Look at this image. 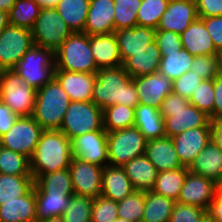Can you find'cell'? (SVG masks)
<instances>
[{
	"label": "cell",
	"mask_w": 222,
	"mask_h": 222,
	"mask_svg": "<svg viewBox=\"0 0 222 222\" xmlns=\"http://www.w3.org/2000/svg\"><path fill=\"white\" fill-rule=\"evenodd\" d=\"M95 75L92 102L102 110L115 104L132 108L139 104L132 77L122 66L102 68Z\"/></svg>",
	"instance_id": "1"
},
{
	"label": "cell",
	"mask_w": 222,
	"mask_h": 222,
	"mask_svg": "<svg viewBox=\"0 0 222 222\" xmlns=\"http://www.w3.org/2000/svg\"><path fill=\"white\" fill-rule=\"evenodd\" d=\"M71 159V140L60 130H44L30 158L33 179L69 168Z\"/></svg>",
	"instance_id": "2"
},
{
	"label": "cell",
	"mask_w": 222,
	"mask_h": 222,
	"mask_svg": "<svg viewBox=\"0 0 222 222\" xmlns=\"http://www.w3.org/2000/svg\"><path fill=\"white\" fill-rule=\"evenodd\" d=\"M69 103L68 94L53 77L37 90L32 117L44 130H59Z\"/></svg>",
	"instance_id": "3"
},
{
	"label": "cell",
	"mask_w": 222,
	"mask_h": 222,
	"mask_svg": "<svg viewBox=\"0 0 222 222\" xmlns=\"http://www.w3.org/2000/svg\"><path fill=\"white\" fill-rule=\"evenodd\" d=\"M55 69L72 72L96 73V66L89 44V35L72 33L54 52Z\"/></svg>",
	"instance_id": "4"
},
{
	"label": "cell",
	"mask_w": 222,
	"mask_h": 222,
	"mask_svg": "<svg viewBox=\"0 0 222 222\" xmlns=\"http://www.w3.org/2000/svg\"><path fill=\"white\" fill-rule=\"evenodd\" d=\"M37 90L14 70L0 71L2 102L18 116H32Z\"/></svg>",
	"instance_id": "5"
},
{
	"label": "cell",
	"mask_w": 222,
	"mask_h": 222,
	"mask_svg": "<svg viewBox=\"0 0 222 222\" xmlns=\"http://www.w3.org/2000/svg\"><path fill=\"white\" fill-rule=\"evenodd\" d=\"M55 56L49 48L33 46L20 59L14 70L36 90L54 77Z\"/></svg>",
	"instance_id": "6"
},
{
	"label": "cell",
	"mask_w": 222,
	"mask_h": 222,
	"mask_svg": "<svg viewBox=\"0 0 222 222\" xmlns=\"http://www.w3.org/2000/svg\"><path fill=\"white\" fill-rule=\"evenodd\" d=\"M69 140L103 128V110L92 101H70L59 129Z\"/></svg>",
	"instance_id": "7"
},
{
	"label": "cell",
	"mask_w": 222,
	"mask_h": 222,
	"mask_svg": "<svg viewBox=\"0 0 222 222\" xmlns=\"http://www.w3.org/2000/svg\"><path fill=\"white\" fill-rule=\"evenodd\" d=\"M146 138L137 127L107 132L108 165L123 167L131 159L145 154Z\"/></svg>",
	"instance_id": "8"
},
{
	"label": "cell",
	"mask_w": 222,
	"mask_h": 222,
	"mask_svg": "<svg viewBox=\"0 0 222 222\" xmlns=\"http://www.w3.org/2000/svg\"><path fill=\"white\" fill-rule=\"evenodd\" d=\"M32 31L35 46L49 48L54 52L73 33L56 8H41Z\"/></svg>",
	"instance_id": "9"
},
{
	"label": "cell",
	"mask_w": 222,
	"mask_h": 222,
	"mask_svg": "<svg viewBox=\"0 0 222 222\" xmlns=\"http://www.w3.org/2000/svg\"><path fill=\"white\" fill-rule=\"evenodd\" d=\"M43 131L32 116H19L8 132L0 138L4 148L31 158Z\"/></svg>",
	"instance_id": "10"
},
{
	"label": "cell",
	"mask_w": 222,
	"mask_h": 222,
	"mask_svg": "<svg viewBox=\"0 0 222 222\" xmlns=\"http://www.w3.org/2000/svg\"><path fill=\"white\" fill-rule=\"evenodd\" d=\"M33 46L31 30L9 24L0 34V71L14 69Z\"/></svg>",
	"instance_id": "11"
},
{
	"label": "cell",
	"mask_w": 222,
	"mask_h": 222,
	"mask_svg": "<svg viewBox=\"0 0 222 222\" xmlns=\"http://www.w3.org/2000/svg\"><path fill=\"white\" fill-rule=\"evenodd\" d=\"M72 157L105 167L108 165L107 132L96 130L71 139Z\"/></svg>",
	"instance_id": "12"
},
{
	"label": "cell",
	"mask_w": 222,
	"mask_h": 222,
	"mask_svg": "<svg viewBox=\"0 0 222 222\" xmlns=\"http://www.w3.org/2000/svg\"><path fill=\"white\" fill-rule=\"evenodd\" d=\"M103 169L104 167L72 157L69 172L74 194L93 199L101 196Z\"/></svg>",
	"instance_id": "13"
},
{
	"label": "cell",
	"mask_w": 222,
	"mask_h": 222,
	"mask_svg": "<svg viewBox=\"0 0 222 222\" xmlns=\"http://www.w3.org/2000/svg\"><path fill=\"white\" fill-rule=\"evenodd\" d=\"M164 118L166 137H174L183 131L199 127H211V119L205 112L189 104L183 109L160 110Z\"/></svg>",
	"instance_id": "14"
},
{
	"label": "cell",
	"mask_w": 222,
	"mask_h": 222,
	"mask_svg": "<svg viewBox=\"0 0 222 222\" xmlns=\"http://www.w3.org/2000/svg\"><path fill=\"white\" fill-rule=\"evenodd\" d=\"M217 191L216 182L188 171L176 202L209 209Z\"/></svg>",
	"instance_id": "15"
},
{
	"label": "cell",
	"mask_w": 222,
	"mask_h": 222,
	"mask_svg": "<svg viewBox=\"0 0 222 222\" xmlns=\"http://www.w3.org/2000/svg\"><path fill=\"white\" fill-rule=\"evenodd\" d=\"M139 104L160 109L163 100L173 92L172 80L156 72L132 78Z\"/></svg>",
	"instance_id": "16"
},
{
	"label": "cell",
	"mask_w": 222,
	"mask_h": 222,
	"mask_svg": "<svg viewBox=\"0 0 222 222\" xmlns=\"http://www.w3.org/2000/svg\"><path fill=\"white\" fill-rule=\"evenodd\" d=\"M171 139L182 166L189 168L211 140V127L187 129Z\"/></svg>",
	"instance_id": "17"
},
{
	"label": "cell",
	"mask_w": 222,
	"mask_h": 222,
	"mask_svg": "<svg viewBox=\"0 0 222 222\" xmlns=\"http://www.w3.org/2000/svg\"><path fill=\"white\" fill-rule=\"evenodd\" d=\"M197 18L195 0H170L156 30L182 34Z\"/></svg>",
	"instance_id": "18"
},
{
	"label": "cell",
	"mask_w": 222,
	"mask_h": 222,
	"mask_svg": "<svg viewBox=\"0 0 222 222\" xmlns=\"http://www.w3.org/2000/svg\"><path fill=\"white\" fill-rule=\"evenodd\" d=\"M54 78L68 94L70 101H92L95 73L54 70Z\"/></svg>",
	"instance_id": "19"
},
{
	"label": "cell",
	"mask_w": 222,
	"mask_h": 222,
	"mask_svg": "<svg viewBox=\"0 0 222 222\" xmlns=\"http://www.w3.org/2000/svg\"><path fill=\"white\" fill-rule=\"evenodd\" d=\"M113 0H90L84 33L90 35L115 32Z\"/></svg>",
	"instance_id": "20"
},
{
	"label": "cell",
	"mask_w": 222,
	"mask_h": 222,
	"mask_svg": "<svg viewBox=\"0 0 222 222\" xmlns=\"http://www.w3.org/2000/svg\"><path fill=\"white\" fill-rule=\"evenodd\" d=\"M155 29L136 25L134 28L116 30L119 54L122 63L134 52L145 49L149 44L155 41Z\"/></svg>",
	"instance_id": "21"
},
{
	"label": "cell",
	"mask_w": 222,
	"mask_h": 222,
	"mask_svg": "<svg viewBox=\"0 0 222 222\" xmlns=\"http://www.w3.org/2000/svg\"><path fill=\"white\" fill-rule=\"evenodd\" d=\"M89 44L98 69L122 66L115 33L89 36Z\"/></svg>",
	"instance_id": "22"
},
{
	"label": "cell",
	"mask_w": 222,
	"mask_h": 222,
	"mask_svg": "<svg viewBox=\"0 0 222 222\" xmlns=\"http://www.w3.org/2000/svg\"><path fill=\"white\" fill-rule=\"evenodd\" d=\"M144 155L155 165L158 172L183 167L170 137L148 140Z\"/></svg>",
	"instance_id": "23"
},
{
	"label": "cell",
	"mask_w": 222,
	"mask_h": 222,
	"mask_svg": "<svg viewBox=\"0 0 222 222\" xmlns=\"http://www.w3.org/2000/svg\"><path fill=\"white\" fill-rule=\"evenodd\" d=\"M182 48L193 56L218 54L204 22L197 18L180 34Z\"/></svg>",
	"instance_id": "24"
},
{
	"label": "cell",
	"mask_w": 222,
	"mask_h": 222,
	"mask_svg": "<svg viewBox=\"0 0 222 222\" xmlns=\"http://www.w3.org/2000/svg\"><path fill=\"white\" fill-rule=\"evenodd\" d=\"M36 218L34 186L23 196L10 202H0V222H33Z\"/></svg>",
	"instance_id": "25"
},
{
	"label": "cell",
	"mask_w": 222,
	"mask_h": 222,
	"mask_svg": "<svg viewBox=\"0 0 222 222\" xmlns=\"http://www.w3.org/2000/svg\"><path fill=\"white\" fill-rule=\"evenodd\" d=\"M134 191L135 189L122 167L110 165L104 167L101 181V196L120 202Z\"/></svg>",
	"instance_id": "26"
},
{
	"label": "cell",
	"mask_w": 222,
	"mask_h": 222,
	"mask_svg": "<svg viewBox=\"0 0 222 222\" xmlns=\"http://www.w3.org/2000/svg\"><path fill=\"white\" fill-rule=\"evenodd\" d=\"M161 58L160 49L154 41L145 49L134 52V55L128 57L122 63V67L132 78H135L158 72Z\"/></svg>",
	"instance_id": "27"
},
{
	"label": "cell",
	"mask_w": 222,
	"mask_h": 222,
	"mask_svg": "<svg viewBox=\"0 0 222 222\" xmlns=\"http://www.w3.org/2000/svg\"><path fill=\"white\" fill-rule=\"evenodd\" d=\"M135 191H152L158 171L155 165L145 156L131 159L122 167Z\"/></svg>",
	"instance_id": "28"
},
{
	"label": "cell",
	"mask_w": 222,
	"mask_h": 222,
	"mask_svg": "<svg viewBox=\"0 0 222 222\" xmlns=\"http://www.w3.org/2000/svg\"><path fill=\"white\" fill-rule=\"evenodd\" d=\"M188 170L217 182L222 175V151L210 140Z\"/></svg>",
	"instance_id": "29"
},
{
	"label": "cell",
	"mask_w": 222,
	"mask_h": 222,
	"mask_svg": "<svg viewBox=\"0 0 222 222\" xmlns=\"http://www.w3.org/2000/svg\"><path fill=\"white\" fill-rule=\"evenodd\" d=\"M134 116V127L140 130L147 141L166 136L164 118L158 108L138 104Z\"/></svg>",
	"instance_id": "30"
},
{
	"label": "cell",
	"mask_w": 222,
	"mask_h": 222,
	"mask_svg": "<svg viewBox=\"0 0 222 222\" xmlns=\"http://www.w3.org/2000/svg\"><path fill=\"white\" fill-rule=\"evenodd\" d=\"M37 220H60L73 194L43 193L35 184Z\"/></svg>",
	"instance_id": "31"
},
{
	"label": "cell",
	"mask_w": 222,
	"mask_h": 222,
	"mask_svg": "<svg viewBox=\"0 0 222 222\" xmlns=\"http://www.w3.org/2000/svg\"><path fill=\"white\" fill-rule=\"evenodd\" d=\"M90 0H60L55 7L72 32H84Z\"/></svg>",
	"instance_id": "32"
},
{
	"label": "cell",
	"mask_w": 222,
	"mask_h": 222,
	"mask_svg": "<svg viewBox=\"0 0 222 222\" xmlns=\"http://www.w3.org/2000/svg\"><path fill=\"white\" fill-rule=\"evenodd\" d=\"M176 201L158 195L153 191L145 192L144 214L141 222H169Z\"/></svg>",
	"instance_id": "33"
},
{
	"label": "cell",
	"mask_w": 222,
	"mask_h": 222,
	"mask_svg": "<svg viewBox=\"0 0 222 222\" xmlns=\"http://www.w3.org/2000/svg\"><path fill=\"white\" fill-rule=\"evenodd\" d=\"M188 171L187 167H181L175 170L158 172L152 191L177 201Z\"/></svg>",
	"instance_id": "34"
},
{
	"label": "cell",
	"mask_w": 222,
	"mask_h": 222,
	"mask_svg": "<svg viewBox=\"0 0 222 222\" xmlns=\"http://www.w3.org/2000/svg\"><path fill=\"white\" fill-rule=\"evenodd\" d=\"M158 72L174 81L190 70L194 56L183 48L179 52L161 54Z\"/></svg>",
	"instance_id": "35"
},
{
	"label": "cell",
	"mask_w": 222,
	"mask_h": 222,
	"mask_svg": "<svg viewBox=\"0 0 222 222\" xmlns=\"http://www.w3.org/2000/svg\"><path fill=\"white\" fill-rule=\"evenodd\" d=\"M34 185L33 176L0 173V202H10L25 195Z\"/></svg>",
	"instance_id": "36"
},
{
	"label": "cell",
	"mask_w": 222,
	"mask_h": 222,
	"mask_svg": "<svg viewBox=\"0 0 222 222\" xmlns=\"http://www.w3.org/2000/svg\"><path fill=\"white\" fill-rule=\"evenodd\" d=\"M34 184L43 193L74 194L69 168L40 175Z\"/></svg>",
	"instance_id": "37"
},
{
	"label": "cell",
	"mask_w": 222,
	"mask_h": 222,
	"mask_svg": "<svg viewBox=\"0 0 222 222\" xmlns=\"http://www.w3.org/2000/svg\"><path fill=\"white\" fill-rule=\"evenodd\" d=\"M41 6L34 0H15L8 13L9 24L32 30Z\"/></svg>",
	"instance_id": "38"
},
{
	"label": "cell",
	"mask_w": 222,
	"mask_h": 222,
	"mask_svg": "<svg viewBox=\"0 0 222 222\" xmlns=\"http://www.w3.org/2000/svg\"><path fill=\"white\" fill-rule=\"evenodd\" d=\"M135 108L115 104L103 110V128L106 132L130 128L134 126Z\"/></svg>",
	"instance_id": "39"
},
{
	"label": "cell",
	"mask_w": 222,
	"mask_h": 222,
	"mask_svg": "<svg viewBox=\"0 0 222 222\" xmlns=\"http://www.w3.org/2000/svg\"><path fill=\"white\" fill-rule=\"evenodd\" d=\"M0 173L16 176H32L30 158L3 148L0 155Z\"/></svg>",
	"instance_id": "40"
},
{
	"label": "cell",
	"mask_w": 222,
	"mask_h": 222,
	"mask_svg": "<svg viewBox=\"0 0 222 222\" xmlns=\"http://www.w3.org/2000/svg\"><path fill=\"white\" fill-rule=\"evenodd\" d=\"M94 199L73 194L62 214L60 222H91V212Z\"/></svg>",
	"instance_id": "41"
},
{
	"label": "cell",
	"mask_w": 222,
	"mask_h": 222,
	"mask_svg": "<svg viewBox=\"0 0 222 222\" xmlns=\"http://www.w3.org/2000/svg\"><path fill=\"white\" fill-rule=\"evenodd\" d=\"M170 0H142L137 12V25L157 29Z\"/></svg>",
	"instance_id": "42"
},
{
	"label": "cell",
	"mask_w": 222,
	"mask_h": 222,
	"mask_svg": "<svg viewBox=\"0 0 222 222\" xmlns=\"http://www.w3.org/2000/svg\"><path fill=\"white\" fill-rule=\"evenodd\" d=\"M115 4L114 28H134L137 25V12L142 0H113Z\"/></svg>",
	"instance_id": "43"
},
{
	"label": "cell",
	"mask_w": 222,
	"mask_h": 222,
	"mask_svg": "<svg viewBox=\"0 0 222 222\" xmlns=\"http://www.w3.org/2000/svg\"><path fill=\"white\" fill-rule=\"evenodd\" d=\"M145 191H134L118 202V216L130 222H141L144 214Z\"/></svg>",
	"instance_id": "44"
},
{
	"label": "cell",
	"mask_w": 222,
	"mask_h": 222,
	"mask_svg": "<svg viewBox=\"0 0 222 222\" xmlns=\"http://www.w3.org/2000/svg\"><path fill=\"white\" fill-rule=\"evenodd\" d=\"M214 100V79H210L198 84L189 102L210 116L212 121L214 120Z\"/></svg>",
	"instance_id": "45"
},
{
	"label": "cell",
	"mask_w": 222,
	"mask_h": 222,
	"mask_svg": "<svg viewBox=\"0 0 222 222\" xmlns=\"http://www.w3.org/2000/svg\"><path fill=\"white\" fill-rule=\"evenodd\" d=\"M118 216V202L99 196L94 199L91 222H114Z\"/></svg>",
	"instance_id": "46"
},
{
	"label": "cell",
	"mask_w": 222,
	"mask_h": 222,
	"mask_svg": "<svg viewBox=\"0 0 222 222\" xmlns=\"http://www.w3.org/2000/svg\"><path fill=\"white\" fill-rule=\"evenodd\" d=\"M190 70L203 80L214 79L219 75L218 54L194 56Z\"/></svg>",
	"instance_id": "47"
},
{
	"label": "cell",
	"mask_w": 222,
	"mask_h": 222,
	"mask_svg": "<svg viewBox=\"0 0 222 222\" xmlns=\"http://www.w3.org/2000/svg\"><path fill=\"white\" fill-rule=\"evenodd\" d=\"M203 81L201 77L189 70L174 81H172L173 93L178 94L188 100L192 97L198 84Z\"/></svg>",
	"instance_id": "48"
},
{
	"label": "cell",
	"mask_w": 222,
	"mask_h": 222,
	"mask_svg": "<svg viewBox=\"0 0 222 222\" xmlns=\"http://www.w3.org/2000/svg\"><path fill=\"white\" fill-rule=\"evenodd\" d=\"M206 214L203 208L176 202L169 222H199Z\"/></svg>",
	"instance_id": "49"
},
{
	"label": "cell",
	"mask_w": 222,
	"mask_h": 222,
	"mask_svg": "<svg viewBox=\"0 0 222 222\" xmlns=\"http://www.w3.org/2000/svg\"><path fill=\"white\" fill-rule=\"evenodd\" d=\"M155 41L161 54L177 53L182 49L180 34L173 31L156 30Z\"/></svg>",
	"instance_id": "50"
},
{
	"label": "cell",
	"mask_w": 222,
	"mask_h": 222,
	"mask_svg": "<svg viewBox=\"0 0 222 222\" xmlns=\"http://www.w3.org/2000/svg\"><path fill=\"white\" fill-rule=\"evenodd\" d=\"M203 22L215 45L216 51H222V16L198 17Z\"/></svg>",
	"instance_id": "51"
},
{
	"label": "cell",
	"mask_w": 222,
	"mask_h": 222,
	"mask_svg": "<svg viewBox=\"0 0 222 222\" xmlns=\"http://www.w3.org/2000/svg\"><path fill=\"white\" fill-rule=\"evenodd\" d=\"M198 17L222 16V0H195Z\"/></svg>",
	"instance_id": "52"
},
{
	"label": "cell",
	"mask_w": 222,
	"mask_h": 222,
	"mask_svg": "<svg viewBox=\"0 0 222 222\" xmlns=\"http://www.w3.org/2000/svg\"><path fill=\"white\" fill-rule=\"evenodd\" d=\"M18 117L6 104L0 103V137L8 132Z\"/></svg>",
	"instance_id": "53"
},
{
	"label": "cell",
	"mask_w": 222,
	"mask_h": 222,
	"mask_svg": "<svg viewBox=\"0 0 222 222\" xmlns=\"http://www.w3.org/2000/svg\"><path fill=\"white\" fill-rule=\"evenodd\" d=\"M190 104L189 100L175 93H170L163 100L159 110L183 109Z\"/></svg>",
	"instance_id": "54"
},
{
	"label": "cell",
	"mask_w": 222,
	"mask_h": 222,
	"mask_svg": "<svg viewBox=\"0 0 222 222\" xmlns=\"http://www.w3.org/2000/svg\"><path fill=\"white\" fill-rule=\"evenodd\" d=\"M214 120H222V75L214 78Z\"/></svg>",
	"instance_id": "55"
},
{
	"label": "cell",
	"mask_w": 222,
	"mask_h": 222,
	"mask_svg": "<svg viewBox=\"0 0 222 222\" xmlns=\"http://www.w3.org/2000/svg\"><path fill=\"white\" fill-rule=\"evenodd\" d=\"M207 215L215 222H222V192L216 191L207 210Z\"/></svg>",
	"instance_id": "56"
},
{
	"label": "cell",
	"mask_w": 222,
	"mask_h": 222,
	"mask_svg": "<svg viewBox=\"0 0 222 222\" xmlns=\"http://www.w3.org/2000/svg\"><path fill=\"white\" fill-rule=\"evenodd\" d=\"M211 140L222 151V120L211 121Z\"/></svg>",
	"instance_id": "57"
},
{
	"label": "cell",
	"mask_w": 222,
	"mask_h": 222,
	"mask_svg": "<svg viewBox=\"0 0 222 222\" xmlns=\"http://www.w3.org/2000/svg\"><path fill=\"white\" fill-rule=\"evenodd\" d=\"M9 25L8 12L0 9V34Z\"/></svg>",
	"instance_id": "58"
},
{
	"label": "cell",
	"mask_w": 222,
	"mask_h": 222,
	"mask_svg": "<svg viewBox=\"0 0 222 222\" xmlns=\"http://www.w3.org/2000/svg\"><path fill=\"white\" fill-rule=\"evenodd\" d=\"M41 8L52 7L55 8L60 0H34Z\"/></svg>",
	"instance_id": "59"
},
{
	"label": "cell",
	"mask_w": 222,
	"mask_h": 222,
	"mask_svg": "<svg viewBox=\"0 0 222 222\" xmlns=\"http://www.w3.org/2000/svg\"><path fill=\"white\" fill-rule=\"evenodd\" d=\"M14 3L15 0H0V9L9 13Z\"/></svg>",
	"instance_id": "60"
},
{
	"label": "cell",
	"mask_w": 222,
	"mask_h": 222,
	"mask_svg": "<svg viewBox=\"0 0 222 222\" xmlns=\"http://www.w3.org/2000/svg\"><path fill=\"white\" fill-rule=\"evenodd\" d=\"M219 57V74L222 75V51L218 53Z\"/></svg>",
	"instance_id": "61"
},
{
	"label": "cell",
	"mask_w": 222,
	"mask_h": 222,
	"mask_svg": "<svg viewBox=\"0 0 222 222\" xmlns=\"http://www.w3.org/2000/svg\"><path fill=\"white\" fill-rule=\"evenodd\" d=\"M217 191L222 192V175L220 179L216 182Z\"/></svg>",
	"instance_id": "62"
},
{
	"label": "cell",
	"mask_w": 222,
	"mask_h": 222,
	"mask_svg": "<svg viewBox=\"0 0 222 222\" xmlns=\"http://www.w3.org/2000/svg\"><path fill=\"white\" fill-rule=\"evenodd\" d=\"M199 222H215L207 214Z\"/></svg>",
	"instance_id": "63"
},
{
	"label": "cell",
	"mask_w": 222,
	"mask_h": 222,
	"mask_svg": "<svg viewBox=\"0 0 222 222\" xmlns=\"http://www.w3.org/2000/svg\"><path fill=\"white\" fill-rule=\"evenodd\" d=\"M33 222H60V220H35Z\"/></svg>",
	"instance_id": "64"
},
{
	"label": "cell",
	"mask_w": 222,
	"mask_h": 222,
	"mask_svg": "<svg viewBox=\"0 0 222 222\" xmlns=\"http://www.w3.org/2000/svg\"><path fill=\"white\" fill-rule=\"evenodd\" d=\"M114 222H130V221H127V220H125L123 218L117 217Z\"/></svg>",
	"instance_id": "65"
},
{
	"label": "cell",
	"mask_w": 222,
	"mask_h": 222,
	"mask_svg": "<svg viewBox=\"0 0 222 222\" xmlns=\"http://www.w3.org/2000/svg\"><path fill=\"white\" fill-rule=\"evenodd\" d=\"M3 145H2V141H1V138H0V155H1V152H2V150H3Z\"/></svg>",
	"instance_id": "66"
}]
</instances>
